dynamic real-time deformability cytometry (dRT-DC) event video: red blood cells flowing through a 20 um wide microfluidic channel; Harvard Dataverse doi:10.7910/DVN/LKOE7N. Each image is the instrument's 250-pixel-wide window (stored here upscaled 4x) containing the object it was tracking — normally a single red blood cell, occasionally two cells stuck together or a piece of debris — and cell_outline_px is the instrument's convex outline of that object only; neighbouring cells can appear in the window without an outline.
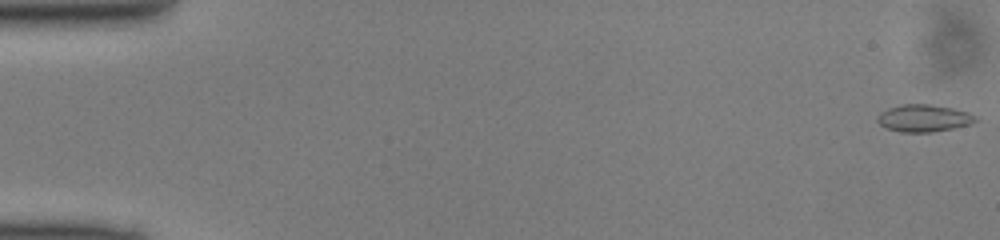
{"species": "common noctule bat (a hibernating species)", "species_latin": "Nyctalus noctula", "temperature_condition": "cold", "stored_images_in_passage": 13, "camera_frame_rate_fps": 3000, "um_per_image_px": 0.085, "animal": {"sex": "male", "body_mass_g": 13.0, "forearm_length_mm": 53.1}, "frame": {"image": 1, "passage_image": 1, "time_ms": 0.0, "image_size_px": [1000, 240], "cell_outline_px": [[980, 120], [972, 124], [932, 132], [900, 132], [888, 128], [880, 124], [876, 120], [876, 116], [880, 112], [888, 108], [900, 104], [928, 104], [952, 108], [968, 112], [976, 116]], "centroid_in_image_um": [78.53, 10.04], "position_along_channel_um": 6.5, "area_um2": 15.66}}